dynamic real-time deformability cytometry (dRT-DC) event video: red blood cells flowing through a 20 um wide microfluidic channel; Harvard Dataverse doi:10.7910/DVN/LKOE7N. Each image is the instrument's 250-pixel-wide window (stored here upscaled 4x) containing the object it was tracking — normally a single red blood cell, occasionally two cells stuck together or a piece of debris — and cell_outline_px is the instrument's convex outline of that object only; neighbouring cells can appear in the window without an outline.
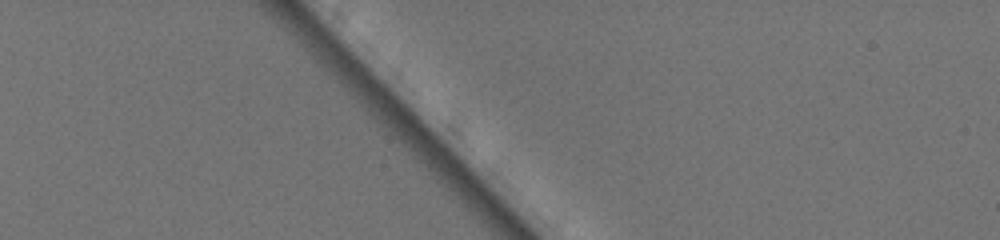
{"species": "common noctule bat (a hibernating species)", "species_latin": "Nyctalus noctula", "temperature_condition": "warm", "stored_images_in_passage": 3, "camera_frame_rate_fps": 3000, "um_per_image_px": 0.085, "animal": {"sex": "female", "body_mass_g": 19.5, "forearm_length_mm": 54.1}, "frame": {"image": 1, "passage_image": 1, "time_ms": 0.0, "image_size_px": [1000, 240], "cell_outline_px": [[616, 212], [604, 224], [592, 224], [512, 144], [516, 120], [524, 120], [532, 124], [548, 136], [612, 200]], "centroid_in_image_um": [47.85, 14.71], "position_along_channel_um": 37.1, "area_um2": 28.21}}